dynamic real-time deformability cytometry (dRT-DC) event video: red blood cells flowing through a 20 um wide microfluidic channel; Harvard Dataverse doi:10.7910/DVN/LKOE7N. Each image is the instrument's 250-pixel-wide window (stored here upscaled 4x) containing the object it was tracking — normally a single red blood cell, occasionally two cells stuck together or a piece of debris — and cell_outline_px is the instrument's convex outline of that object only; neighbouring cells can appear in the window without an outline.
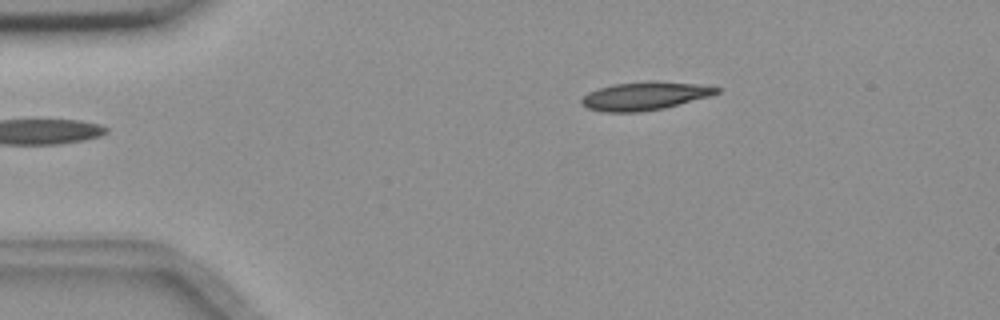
{"species": "common noctule bat (a hibernating species)", "species_latin": "Nyctalus noctula", "temperature_condition": "room temperature", "stored_images_in_passage": 2, "camera_frame_rate_fps": 3000, "um_per_image_px": 0.085, "animal": {"sex": "female", "body_mass_g": 18.4}, "frame": {"image": 1, "passage_image": 2, "time_ms": 0.333, "image_size_px": [1000, 320], "cell_outline_px": [[720, 92], [708, 96], [664, 108], [640, 112], [604, 112], [588, 108], [580, 104], [580, 100], [588, 92], [600, 88], [616, 84], [700, 84], [720, 88]], "centroid_in_image_um": [54.73, 8.22], "position_along_channel_um": 30.3, "area_um2": 20.92}}